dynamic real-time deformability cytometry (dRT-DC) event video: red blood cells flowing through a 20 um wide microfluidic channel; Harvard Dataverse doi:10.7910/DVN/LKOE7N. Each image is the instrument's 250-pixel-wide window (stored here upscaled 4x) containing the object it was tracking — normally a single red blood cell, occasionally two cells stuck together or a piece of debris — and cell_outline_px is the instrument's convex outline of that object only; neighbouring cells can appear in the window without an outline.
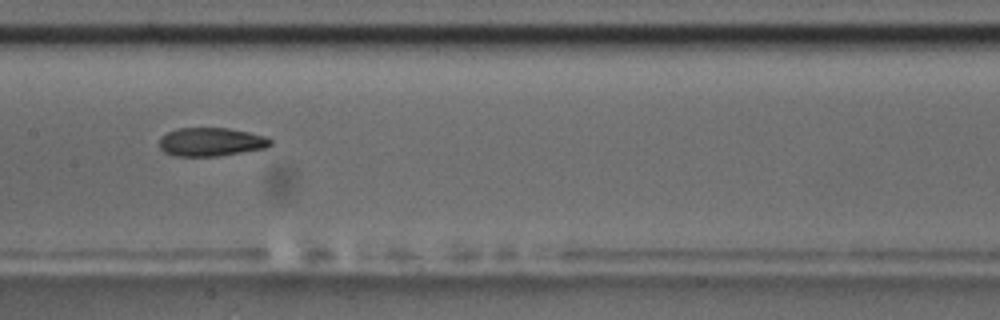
{"species": "common noctule bat (a hibernating species)", "species_latin": "Nyctalus noctula", "temperature_condition": "room temperature", "stored_images_in_passage": 5, "camera_frame_rate_fps": 3000, "um_per_image_px": 0.085, "animal": {"sex": "male", "body_mass_g": 17.5, "forearm_length_mm": 52.3}, "frame": {"image": 1, "passage_image": 5, "time_ms": 4.333, "image_size_px": [1000, 320], "cell_outline_px": [[272, 144], [268, 148], [220, 156], [172, 156], [164, 152], [160, 148], [160, 136], [168, 132], [180, 128], [228, 128], [248, 132], [264, 136], [272, 140]], "centroid_in_image_um": [17.95, 12.07], "position_along_channel_um": 189.5, "area_um2": 18.61}}